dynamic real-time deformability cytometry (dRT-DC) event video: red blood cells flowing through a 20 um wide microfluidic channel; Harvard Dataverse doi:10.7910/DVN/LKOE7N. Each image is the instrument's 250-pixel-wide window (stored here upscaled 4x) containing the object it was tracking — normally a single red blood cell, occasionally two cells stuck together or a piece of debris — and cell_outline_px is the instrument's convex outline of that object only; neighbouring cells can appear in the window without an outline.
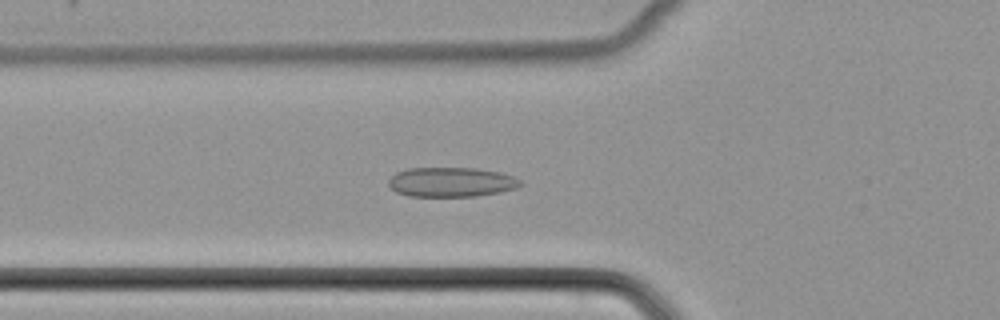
{"species": "common noctule bat (a hibernating species)", "species_latin": "Nyctalus noctula", "temperature_condition": "cold", "stored_images_in_passage": 51, "camera_frame_rate_fps": 3000, "um_per_image_px": 0.085, "animal": {"sex": "female", "body_mass_g": 22.7, "forearm_length_mm": 54.2}, "frame": {"image": 1, "passage_image": 18, "time_ms": 5.667, "image_size_px": [1000, 320], "cell_outline_px": [[524, 184], [516, 188], [500, 192], [476, 196], [408, 196], [396, 192], [388, 184], [388, 180], [396, 172], [408, 168], [476, 168], [500, 172], [512, 176], [520, 180]], "centroid_in_image_um": [38.36, 15.47], "position_along_channel_um": 87.4, "area_um2": 22.77}}
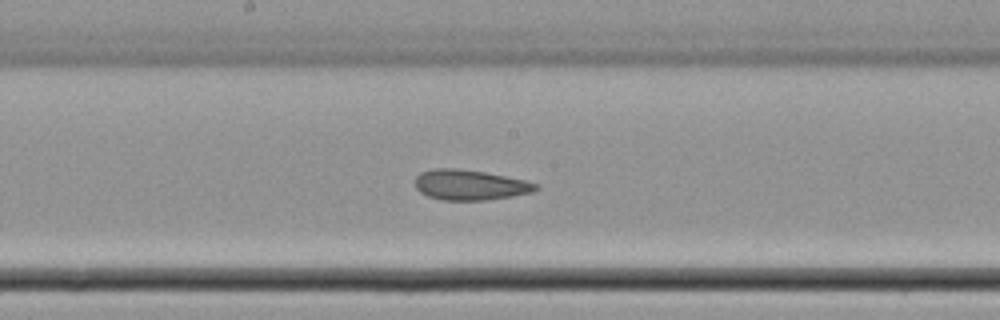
{"frame": {"image": 2, "passage_image": 27, "time_ms": 8.667, "image_size_px": [1000, 320], "cell_outline_px": [[540, 188], [532, 192], [512, 196], [484, 200], [440, 200], [428, 196], [420, 192], [416, 188], [416, 176], [420, 172], [432, 168], [456, 168], [484, 172], [524, 180], [540, 184]], "centroid_in_image_um": [39.94, 15.71], "position_along_channel_um": 208.3, "area_um2": 21.33}}
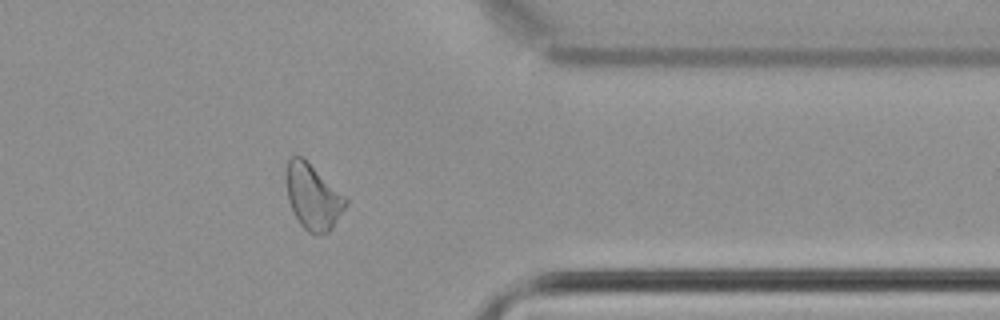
{"frame": {"image": 3, "passage_image": 41, "time_ms": 13.333, "image_size_px": [1000, 320], "cell_outline_px": [[348, 204], [332, 228], [328, 232], [308, 232], [300, 224], [288, 200], [284, 180], [284, 172], [288, 160], [292, 156], [300, 156], [344, 196], [348, 200]], "centroid_in_image_um": [26.55, 16.72], "position_along_channel_um": 384.8, "area_um2": 22.14}}